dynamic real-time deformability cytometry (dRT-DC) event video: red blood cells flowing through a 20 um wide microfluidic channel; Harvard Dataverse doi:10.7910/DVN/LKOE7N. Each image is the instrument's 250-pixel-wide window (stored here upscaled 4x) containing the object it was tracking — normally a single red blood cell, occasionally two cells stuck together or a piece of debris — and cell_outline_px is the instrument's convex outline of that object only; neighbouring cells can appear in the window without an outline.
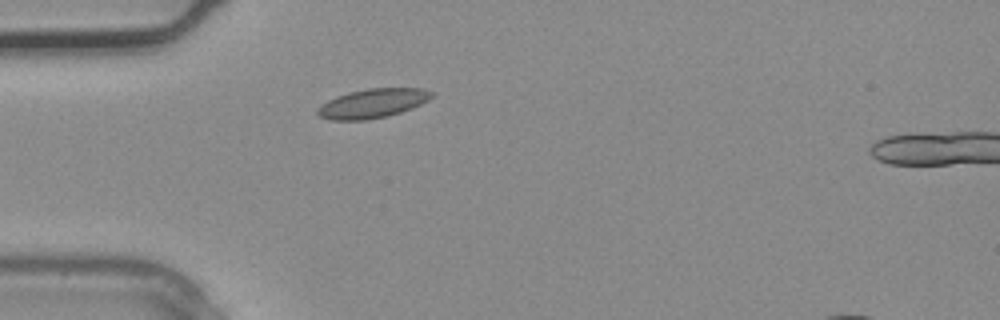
{"species": "common noctule bat (a hibernating species)", "species_latin": "Nyctalus noctula", "temperature_condition": "warm", "stored_images_in_passage": 2, "camera_frame_rate_fps": 3000, "um_per_image_px": 0.085, "animal": {"sex": "male", "body_mass_g": 20.4}, "frame": {"image": 1, "passage_image": 1, "time_ms": 0.0, "image_size_px": [1000, 320], "cell_outline_px": [[436, 96], [412, 108], [388, 116], [364, 120], [332, 120], [320, 116], [316, 112], [316, 108], [328, 100], [336, 96], [348, 92], [368, 88], [424, 88], [436, 92]], "centroid_in_image_um": [31.71, 8.77], "position_along_channel_um": 53.3, "area_um2": 19.59}}